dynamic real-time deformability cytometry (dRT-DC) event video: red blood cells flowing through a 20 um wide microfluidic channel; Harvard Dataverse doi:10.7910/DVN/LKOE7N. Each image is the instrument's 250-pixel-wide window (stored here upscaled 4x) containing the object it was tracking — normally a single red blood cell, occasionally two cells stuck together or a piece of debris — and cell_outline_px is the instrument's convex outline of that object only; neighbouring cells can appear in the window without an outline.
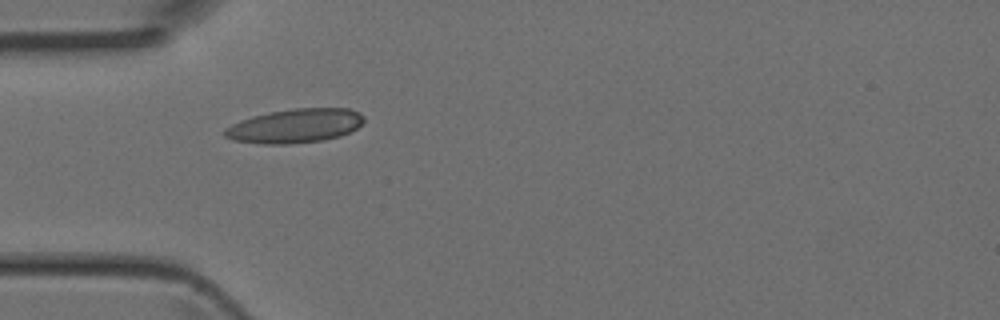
{"species": "Egyptian fruit bat (a non-hibernating species)", "species_latin": "Rousettus aegyptiacus", "temperature_condition": "room temperature", "stored_images_in_passage": 3, "camera_frame_rate_fps": 3000, "um_per_image_px": 0.085, "animal": {"sex": "female"}, "frame": {"image": 1, "passage_image": 2, "time_ms": 0.333, "image_size_px": [1000, 320], "cell_outline_px": [[364, 120], [356, 128], [340, 136], [324, 140], [288, 144], [260, 144], [232, 140], [224, 136], [220, 132], [224, 128], [240, 120], [252, 116], [292, 108], [348, 108], [360, 112], [364, 116]], "centroid_in_image_um": [25.04, 10.7], "position_along_channel_um": 60.0, "area_um2": 27.8}}
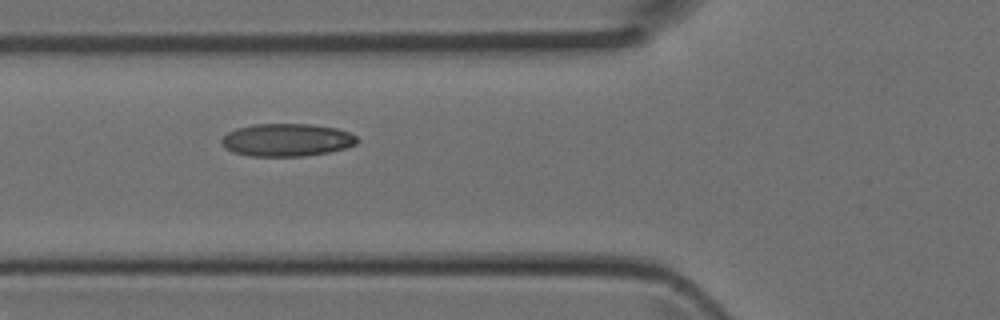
{"frame": {"image": 2, "passage_image": 3, "time_ms": 0.667, "image_size_px": [1000, 320], "cell_outline_px": [[360, 140], [356, 144], [344, 148], [328, 152], [304, 156], [248, 156], [232, 152], [224, 148], [220, 140], [228, 132], [236, 128], [252, 124], [312, 124], [336, 128], [348, 132], [356, 136]], "centroid_in_image_um": [24.35, 11.89], "position_along_channel_um": 101.5, "area_um2": 26.01}}